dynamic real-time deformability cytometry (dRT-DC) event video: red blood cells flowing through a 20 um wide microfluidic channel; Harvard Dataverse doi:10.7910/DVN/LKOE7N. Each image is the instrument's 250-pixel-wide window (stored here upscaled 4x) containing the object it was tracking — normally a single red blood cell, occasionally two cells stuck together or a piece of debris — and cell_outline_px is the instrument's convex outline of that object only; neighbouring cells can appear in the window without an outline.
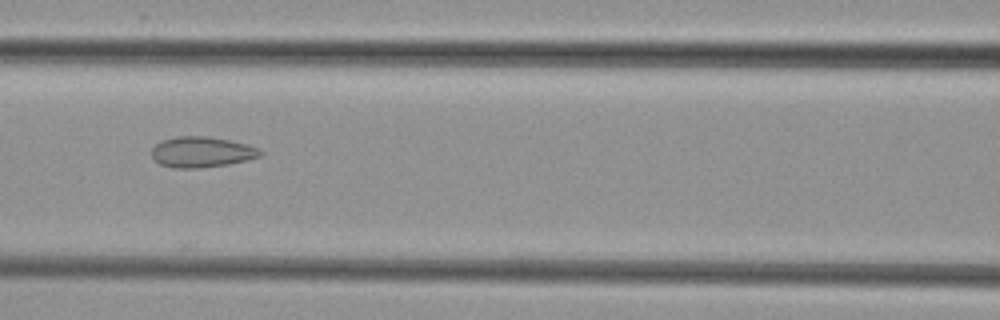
{"species": "common noctule bat (a hibernating species)", "species_latin": "Nyctalus noctula", "temperature_condition": "cold", "stored_images_in_passage": 8, "camera_frame_rate_fps": 3000, "um_per_image_px": 0.085, "animal": {"sex": "female", "body_mass_g": 29.2, "forearm_length_mm": 56.3}, "frame": {"image": 1, "passage_image": 6, "time_ms": 6.667, "image_size_px": [1000, 320], "cell_outline_px": [[264, 152], [260, 156], [228, 164], [200, 168], [172, 168], [160, 164], [152, 156], [152, 148], [156, 144], [164, 140], [176, 136], [208, 136], [228, 140], [244, 144], [256, 148]], "centroid_in_image_um": [17.11, 12.92], "position_along_channel_um": 149.5, "area_um2": 19.13}}
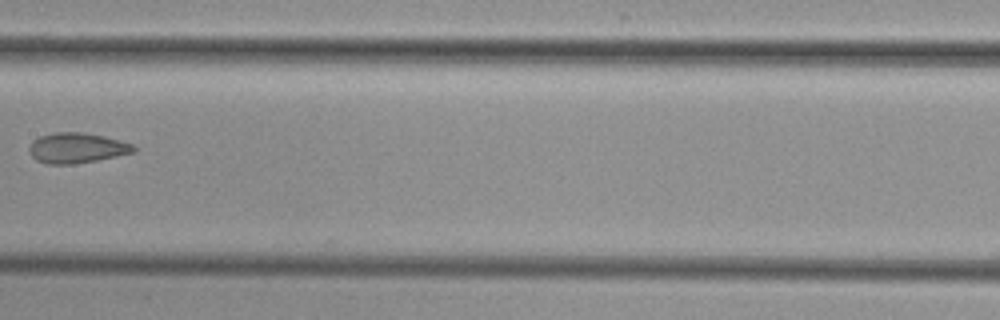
{"frame": {"image": 2, "passage_image": 7, "time_ms": 8.0, "image_size_px": [1000, 320], "cell_outline_px": [[136, 152], [96, 160], [72, 164], [48, 164], [36, 160], [32, 156], [28, 148], [32, 140], [40, 136], [56, 132], [84, 132], [104, 136], [120, 140], [132, 144], [136, 148]], "centroid_in_image_um": [6.52, 12.57], "position_along_channel_um": 200.9, "area_um2": 18.44}}